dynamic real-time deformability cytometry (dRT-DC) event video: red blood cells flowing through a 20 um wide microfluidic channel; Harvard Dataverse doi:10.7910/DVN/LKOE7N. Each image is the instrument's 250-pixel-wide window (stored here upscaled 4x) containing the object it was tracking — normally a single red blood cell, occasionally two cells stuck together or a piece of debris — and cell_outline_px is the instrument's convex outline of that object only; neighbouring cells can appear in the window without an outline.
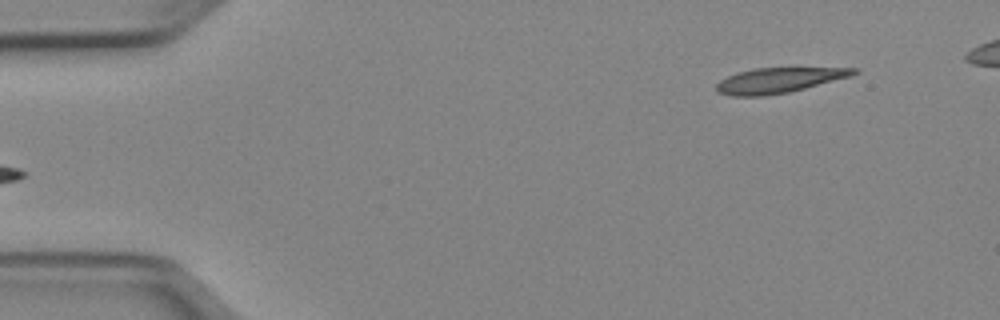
{"species": "Egyptian fruit bat (a non-hibernating species)", "species_latin": "Rousettus aegyptiacus", "temperature_condition": "cold", "stored_images_in_passage": 44, "camera_frame_rate_fps": 3000, "um_per_image_px": 0.085, "animal": {"sex": "female"}, "frame": {"image": 1, "passage_image": 1, "time_ms": 0.0, "image_size_px": [1000, 320], "cell_outline_px": [[860, 72], [852, 76], [788, 92], [764, 96], [732, 96], [716, 92], [716, 84], [720, 80], [736, 72], [752, 68], [860, 68]], "centroid_in_image_um": [66.18, 6.82], "position_along_channel_um": 18.8, "area_um2": 20.17}}
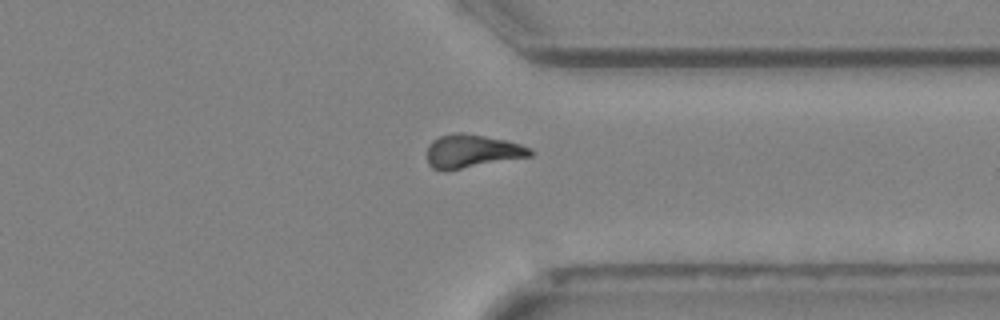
{"frame": {"image": 2, "passage_image": 35, "time_ms": 11.333, "image_size_px": [1000, 320], "cell_outline_px": [[536, 152], [532, 156], [444, 172], [432, 168], [428, 164], [428, 144], [432, 140], [440, 136], [456, 132], [464, 132], [504, 140], [520, 144], [532, 148]], "centroid_in_image_um": [40.13, 12.86], "position_along_channel_um": 371.3, "area_um2": 20.35}}
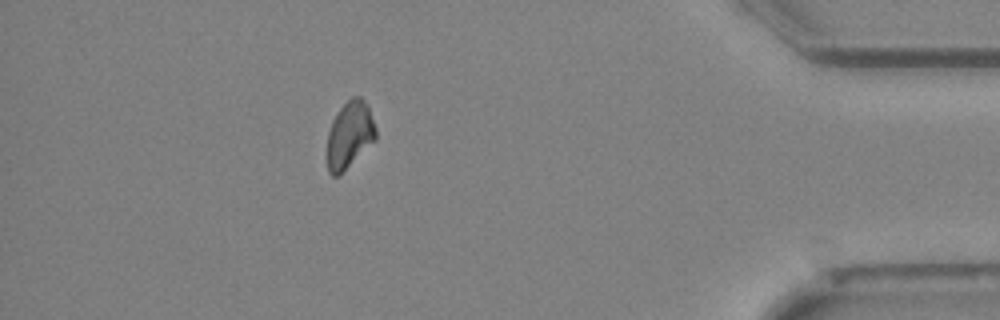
{"frame": {"image": 3, "passage_image": 41, "time_ms": 13.333, "image_size_px": [1000, 320], "cell_outline_px": [[376, 140], [340, 176], [332, 176], [328, 172], [328, 132], [332, 120], [340, 108], [352, 96], [360, 96], [368, 104], [376, 128]], "centroid_in_image_um": [29.74, 11.47], "position_along_channel_um": 405.5, "area_um2": 19.19}}